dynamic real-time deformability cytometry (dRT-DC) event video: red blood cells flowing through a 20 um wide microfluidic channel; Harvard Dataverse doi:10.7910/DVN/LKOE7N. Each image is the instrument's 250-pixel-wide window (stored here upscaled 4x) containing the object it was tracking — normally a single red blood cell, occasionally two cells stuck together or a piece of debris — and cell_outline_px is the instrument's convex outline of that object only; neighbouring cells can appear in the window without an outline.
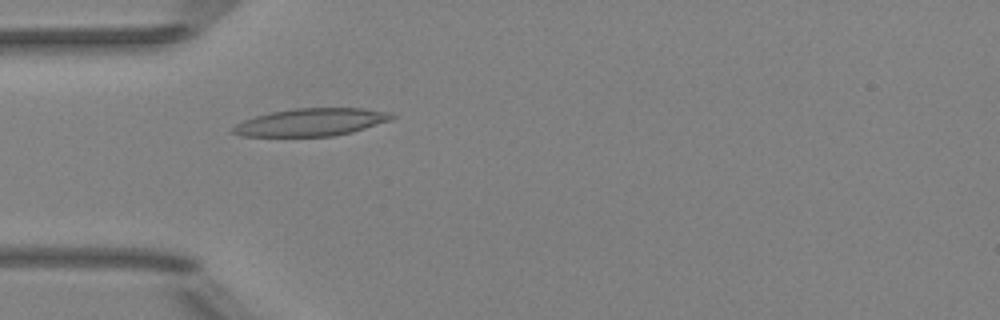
{"species": "Egyptian fruit bat (a non-hibernating species)", "species_latin": "Rousettus aegyptiacus", "temperature_condition": "room temperature", "stored_images_in_passage": 5, "camera_frame_rate_fps": 3000, "um_per_image_px": 0.085, "animal": {"sex": "female"}, "frame": {"image": 1, "passage_image": 5, "time_ms": 4.667, "image_size_px": [1000, 320], "cell_outline_px": [[396, 116], [392, 120], [352, 132], [332, 136], [240, 136], [232, 132], [232, 128], [236, 124], [244, 120], [256, 116], [272, 112], [292, 108], [364, 108], [392, 112]], "centroid_in_image_um": [26.49, 10.38], "position_along_channel_um": 58.5, "area_um2": 25.61}}